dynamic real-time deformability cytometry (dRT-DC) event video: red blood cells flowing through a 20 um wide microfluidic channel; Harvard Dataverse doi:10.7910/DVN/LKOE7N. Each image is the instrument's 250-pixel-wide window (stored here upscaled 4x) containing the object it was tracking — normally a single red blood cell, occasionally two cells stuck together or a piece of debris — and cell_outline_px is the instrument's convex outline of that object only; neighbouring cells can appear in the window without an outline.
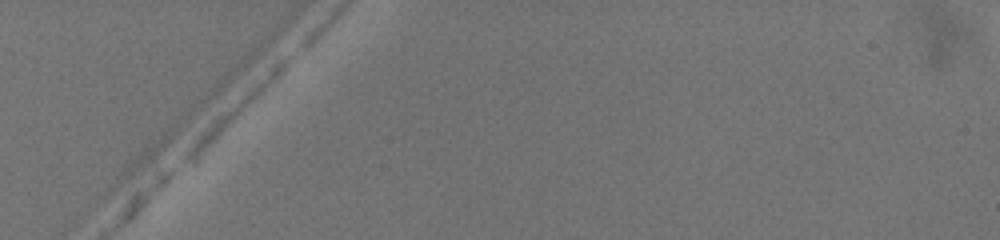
{"species": "common noctule bat (a hibernating species)", "species_latin": "Nyctalus noctula", "temperature_condition": "warm", "stored_images_in_passage": 4, "camera_frame_rate_fps": 3000, "um_per_image_px": 0.085, "animal": {"sex": "female", "body_mass_g": 19.5, "forearm_length_mm": 54.1}, "frame": {"image": 1, "passage_image": 2, "time_ms": 0.333, "image_size_px": [1000, 240], "cell_outline_px": [[292, 56], [288, 64], [208, 140], [164, 180], [156, 184], [156, 180], [160, 172], [220, 112], [280, 56]], "centroid_in_image_um": [19.14, 9.85], "position_along_channel_um": 65.9, "area_um2": 14.16}}